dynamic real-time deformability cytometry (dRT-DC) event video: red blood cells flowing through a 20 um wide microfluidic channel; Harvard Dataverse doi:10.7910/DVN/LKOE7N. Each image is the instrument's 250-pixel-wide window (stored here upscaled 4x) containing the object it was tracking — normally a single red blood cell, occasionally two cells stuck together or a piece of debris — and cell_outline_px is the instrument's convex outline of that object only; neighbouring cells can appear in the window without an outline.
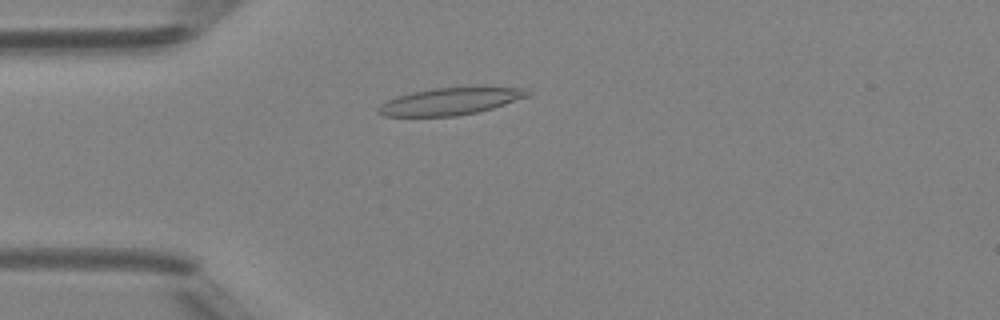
{"species": "Egyptian fruit bat (a non-hibernating species)", "species_latin": "Rousettus aegyptiacus", "temperature_condition": "room temperature", "stored_images_in_passage": 46, "camera_frame_rate_fps": 3000, "um_per_image_px": 0.085, "animal": {"sex": "female"}, "frame": {"image": 1, "passage_image": 10, "time_ms": 3.0, "image_size_px": [1000, 320], "cell_outline_px": [[532, 92], [528, 96], [492, 108], [476, 112], [456, 116], [384, 116], [376, 112], [376, 108], [380, 104], [396, 96], [412, 92], [432, 88], [476, 84], [488, 84], [528, 88]], "centroid_in_image_um": [38.37, 8.54], "position_along_channel_um": 46.6, "area_um2": 24.8}}
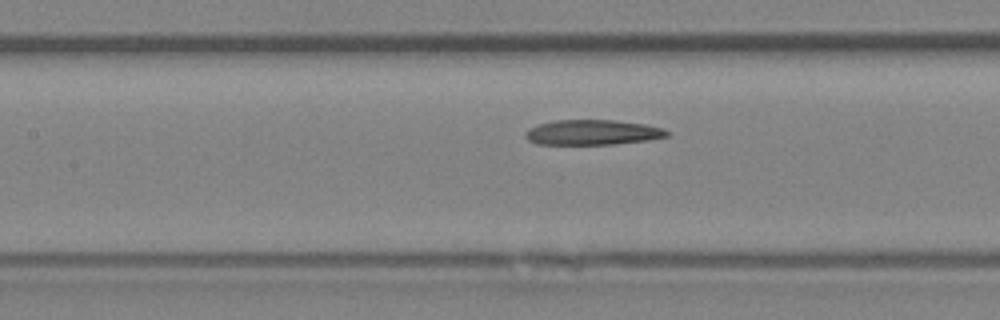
{"frame": {"image": 2, "passage_image": 19, "time_ms": 6.0, "image_size_px": [1000, 320], "cell_outline_px": [[672, 132], [668, 136], [648, 140], [616, 144], [536, 144], [528, 140], [524, 136], [524, 132], [528, 128], [540, 124], [556, 120], [612, 120], [644, 124], [664, 128]], "centroid_in_image_um": [50.37, 11.25], "position_along_channel_um": 157.0, "area_um2": 20.81}}
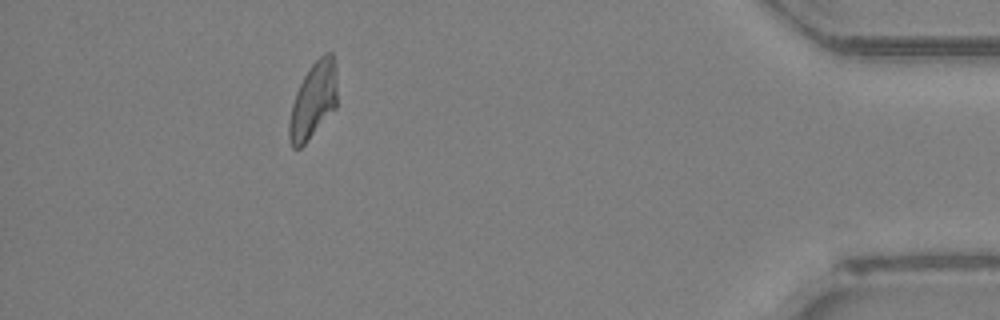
{"frame": {"image": 3, "passage_image": 41, "time_ms": 13.333, "image_size_px": [1000, 320], "cell_outline_px": [[336, 108], [304, 144], [300, 148], [292, 148], [288, 140], [288, 124], [292, 104], [296, 92], [304, 76], [312, 64], [324, 52], [332, 52], [336, 68]], "centroid_in_image_um": [26.62, 8.54], "position_along_channel_um": 408.6, "area_um2": 21.27}, "authors_computed_cell_mechanics": {"area_um2": 21.5594, "velocity_mm_per_s": 4.195, "shape_relaxation_time_tau1_ms": null, "shape_relaxation_time_tau2_ms": 3.3774, "deformation_change_tau1": null, "deformation_change_tau2": 0.1176}}